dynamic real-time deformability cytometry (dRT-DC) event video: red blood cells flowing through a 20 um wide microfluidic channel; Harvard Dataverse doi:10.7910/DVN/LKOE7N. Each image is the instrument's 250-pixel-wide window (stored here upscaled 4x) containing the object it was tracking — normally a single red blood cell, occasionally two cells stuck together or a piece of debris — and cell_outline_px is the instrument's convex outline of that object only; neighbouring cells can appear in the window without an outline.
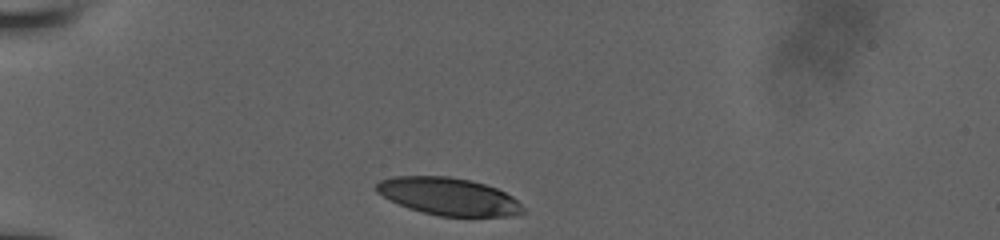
{"species": "human", "species_latin": "Homo sapiens", "temperature_condition": "room temperature", "stored_images_in_passage": 14, "camera_frame_rate_fps": 3000, "um_per_image_px": 0.085, "donor": {"sex": "male"}, "frame": {"image": 1, "passage_image": 1, "time_ms": 0.0, "image_size_px": [1000, 240], "cell_outline_px": [[524, 212], [512, 216], [440, 216], [408, 208], [376, 192], [376, 184], [380, 180], [392, 176], [448, 176], [472, 180], [496, 188], [512, 196], [524, 208]], "centroid_in_image_um": [38.13, 16.69], "position_along_channel_um": 46.9, "area_um2": 31.79}}
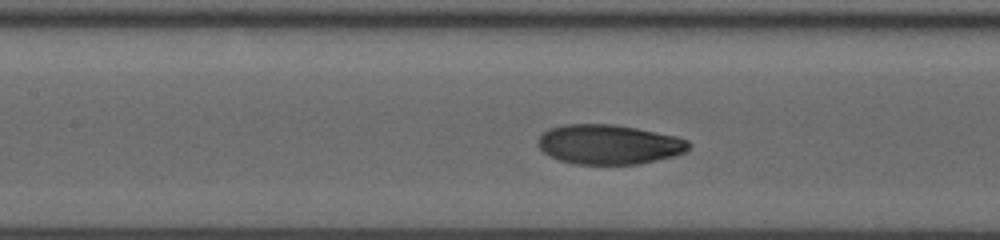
{"frame": {"image": 2, "passage_image": 10, "time_ms": 3.667, "image_size_px": [1000, 240], "cell_outline_px": [[692, 144], [684, 152], [672, 156], [640, 164], [576, 164], [560, 160], [544, 152], [536, 144], [536, 140], [548, 128], [564, 124], [616, 124], [676, 136], [688, 140]], "centroid_in_image_um": [51.74, 12.26], "position_along_channel_um": 155.7, "area_um2": 34.85}}
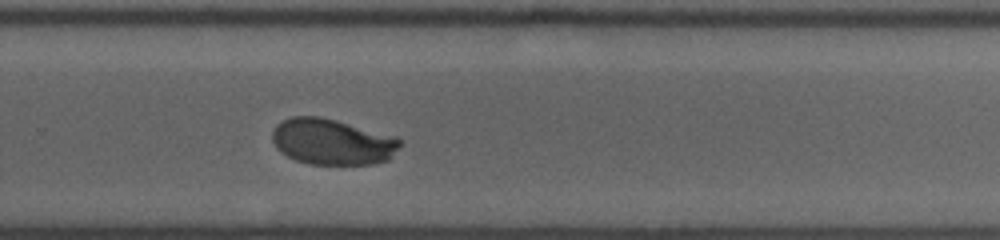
{"frame": {"image": 3, "passage_image": 14, "time_ms": 7.333, "image_size_px": [1000, 240], "cell_outline_px": [[404, 140], [392, 156], [388, 160], [372, 164], [308, 164], [296, 160], [280, 152], [276, 148], [272, 140], [272, 132], [276, 124], [292, 116], [320, 116], [336, 120], [396, 136]], "centroid_in_image_um": [28.24, 12.05], "position_along_channel_um": 301.6, "area_um2": 34.39}}